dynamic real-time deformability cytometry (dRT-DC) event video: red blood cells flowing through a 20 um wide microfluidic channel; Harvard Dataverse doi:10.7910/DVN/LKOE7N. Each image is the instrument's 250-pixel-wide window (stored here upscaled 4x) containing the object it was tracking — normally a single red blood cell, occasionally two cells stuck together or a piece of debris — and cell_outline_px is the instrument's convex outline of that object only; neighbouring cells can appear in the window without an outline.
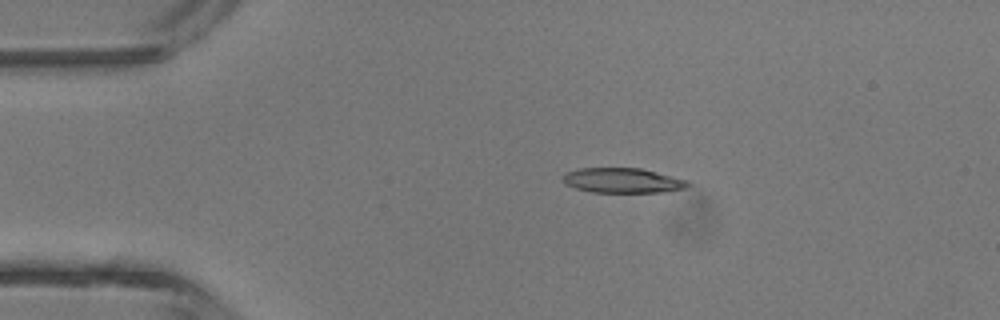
{"species": "common noctule bat (a hibernating species)", "species_latin": "Nyctalus noctula", "temperature_condition": "room temperature", "stored_images_in_passage": 3, "camera_frame_rate_fps": 3000, "um_per_image_px": 0.085, "animal": {"sex": "male", "body_mass_g": 13.3}, "frame": {"image": 1, "passage_image": 2, "time_ms": 2.0, "image_size_px": [1000, 320], "cell_outline_px": [[692, 184], [684, 188], [668, 192], [592, 192], [576, 188], [564, 184], [564, 172], [580, 168], [640, 168], [688, 180]], "centroid_in_image_um": [52.94, 15.34], "position_along_channel_um": 32.1, "area_um2": 18.15}}